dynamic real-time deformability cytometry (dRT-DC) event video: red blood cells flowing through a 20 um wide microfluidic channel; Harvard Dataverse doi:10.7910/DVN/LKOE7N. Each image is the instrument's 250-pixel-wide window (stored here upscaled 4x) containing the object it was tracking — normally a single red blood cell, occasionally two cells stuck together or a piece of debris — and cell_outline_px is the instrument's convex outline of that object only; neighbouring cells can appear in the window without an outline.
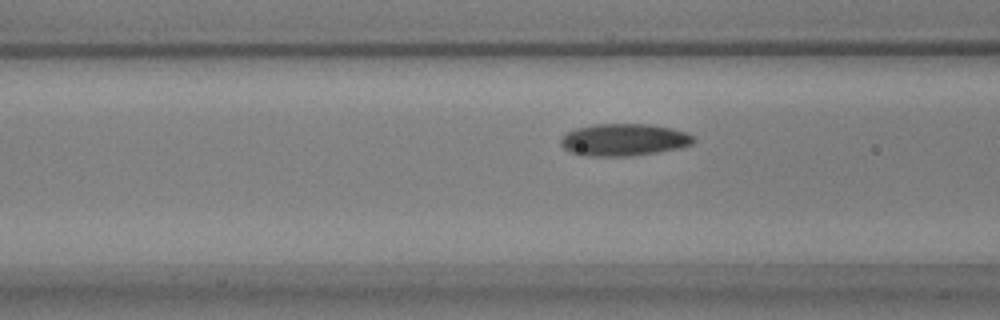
{"species": "common noctule bat (a hibernating species)", "species_latin": "Nyctalus noctula", "temperature_condition": "warm", "stored_images_in_passage": 42, "camera_frame_rate_fps": 3000, "um_per_image_px": 0.085, "animal": {"sex": "male", "body_mass_g": 17.9, "forearm_length_mm": 54.2}, "frame": {"image": 1, "passage_image": 12, "time_ms": 3.667, "image_size_px": [1000, 320], "cell_outline_px": [[696, 140], [692, 144], [680, 148], [656, 152], [628, 156], [588, 156], [568, 152], [560, 144], [560, 140], [568, 132], [576, 128], [596, 124], [648, 124], [672, 128], [688, 132], [696, 136]], "centroid_in_image_um": [53.07, 11.88], "position_along_channel_um": 113.5, "area_um2": 25.03}}
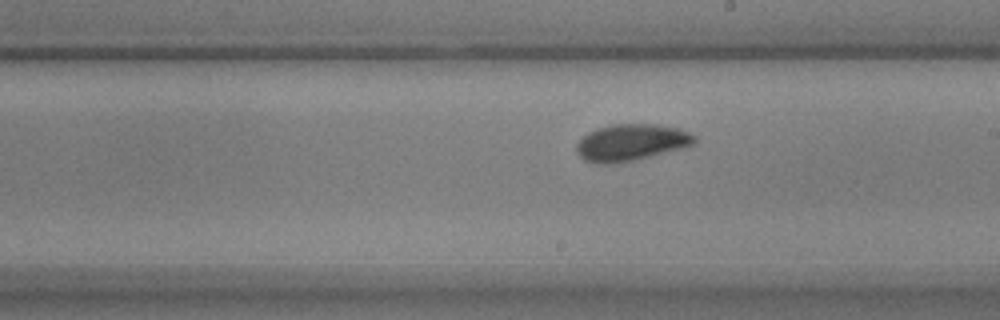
{"frame": {"image": 2, "passage_image": 22, "time_ms": 7.0, "image_size_px": [1000, 320], "cell_outline_px": [[696, 140], [692, 144], [684, 148], [632, 160], [612, 164], [596, 164], [584, 160], [576, 152], [576, 144], [588, 132], [596, 128], [612, 124], [660, 124], [680, 128], [696, 136]], "centroid_in_image_um": [53.64, 12.1], "position_along_channel_um": 235.4, "area_um2": 25.32}}
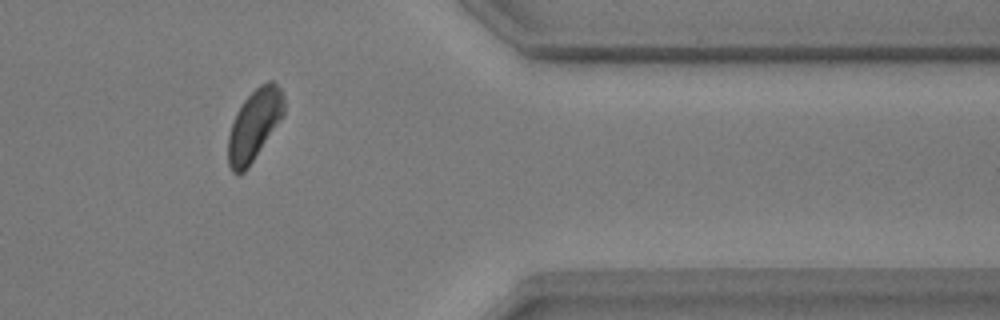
{"frame": {"image": 3, "passage_image": 36, "time_ms": 11.667, "image_size_px": [1000, 320], "cell_outline_px": [[284, 112], [280, 120], [248, 168], [244, 172], [232, 172], [228, 164], [228, 136], [236, 112], [244, 100], [260, 84], [268, 80], [272, 80], [284, 92]], "centroid_in_image_um": [21.62, 10.59], "position_along_channel_um": 389.8, "area_um2": 22.89}}